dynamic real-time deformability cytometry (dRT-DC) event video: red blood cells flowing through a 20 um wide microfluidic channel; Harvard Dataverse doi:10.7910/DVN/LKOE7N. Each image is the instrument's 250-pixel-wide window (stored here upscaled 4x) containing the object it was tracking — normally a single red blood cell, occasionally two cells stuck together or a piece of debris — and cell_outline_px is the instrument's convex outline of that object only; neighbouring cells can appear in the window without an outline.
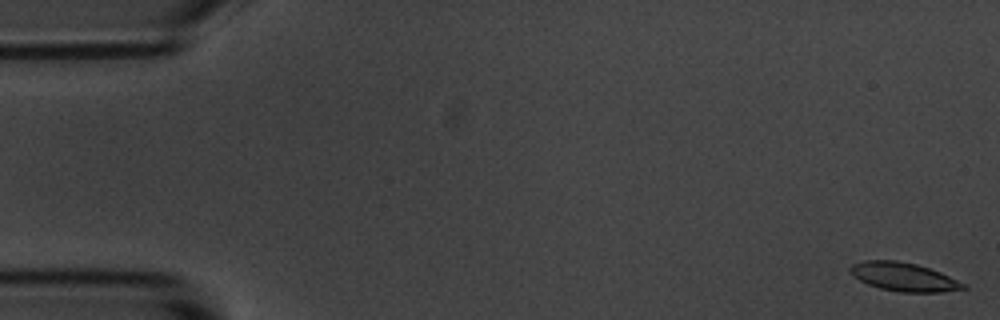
{"species": "common noctule bat (a hibernating species)", "species_latin": "Nyctalus noctula", "temperature_condition": "room temperature", "stored_images_in_passage": 55, "camera_frame_rate_fps": 3000, "um_per_image_px": 0.085, "animal": {"sex": "male", "body_mass_g": 20.1, "forearm_length_mm": 53.5}, "frame": {"image": 1, "passage_image": 1, "time_ms": 0.0, "image_size_px": [1000, 320], "cell_outline_px": [[968, 288], [940, 292], [900, 292], [880, 288], [868, 284], [860, 280], [848, 268], [852, 264], [864, 260], [896, 260], [916, 264], [940, 272], [964, 284]], "centroid_in_image_um": [76.8, 23.53], "position_along_channel_um": 8.2, "area_um2": 18.5}}
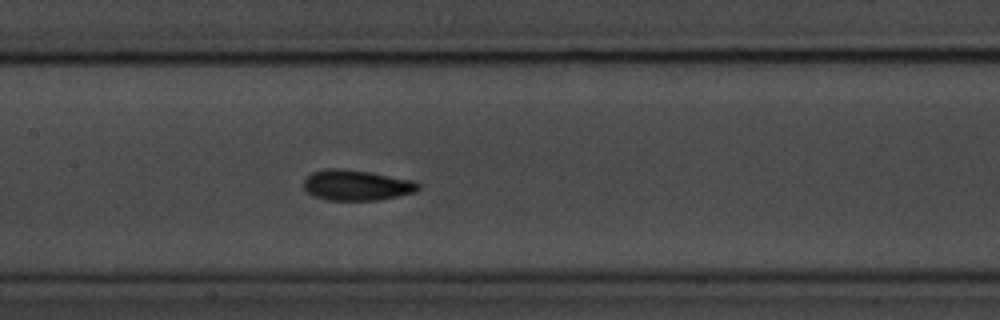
{"frame": {"image": 2, "passage_image": 26, "time_ms": 8.333, "image_size_px": [1000, 320], "cell_outline_px": [[420, 188], [416, 192], [376, 200], [328, 200], [312, 196], [304, 188], [304, 180], [312, 172], [328, 168], [344, 168], [416, 180], [420, 184]], "centroid_in_image_um": [30.32, 15.73], "position_along_channel_um": 177.1, "area_um2": 20.46}}
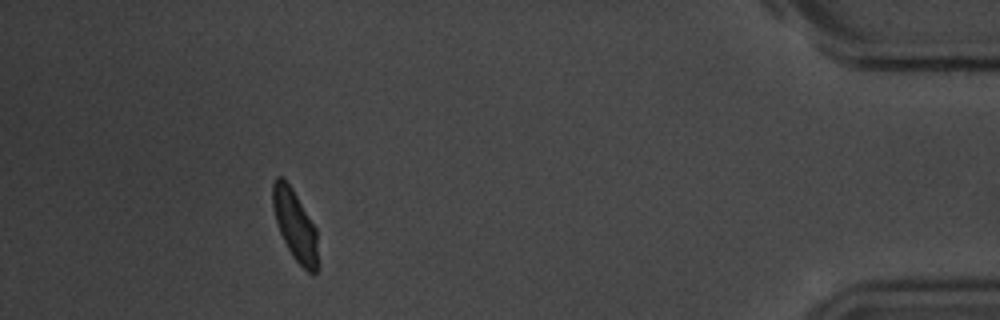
{"frame": {"image": 3, "passage_image": 50, "time_ms": 16.333, "image_size_px": [1000, 320], "cell_outline_px": [[316, 272], [308, 272], [292, 256], [280, 232], [272, 208], [272, 184], [276, 176], [284, 176], [292, 188], [316, 228]], "centroid_in_image_um": [25.03, 19.05], "position_along_channel_um": 410.2, "area_um2": 18.15}, "authors_computed_cell_mechanics": {"area_um2": 19.3052, "velocity_mm_per_s": 3.6458, "shape_relaxation_time_tau1_ms": 2.4936, "shape_relaxation_time_tau2_ms": 2.0606, "deformation_change_tau1": 0.1051, "deformation_change_tau2": 0.0694}}